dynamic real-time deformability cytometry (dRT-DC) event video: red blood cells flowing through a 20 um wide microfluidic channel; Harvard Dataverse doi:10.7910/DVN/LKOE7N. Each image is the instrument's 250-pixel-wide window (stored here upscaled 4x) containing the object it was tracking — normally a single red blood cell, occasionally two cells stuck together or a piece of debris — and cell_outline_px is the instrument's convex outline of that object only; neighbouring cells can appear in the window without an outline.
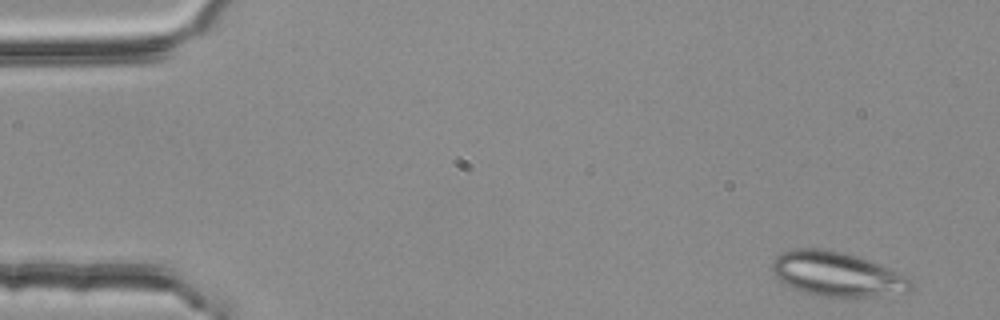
{"species": "common noctule bat (a hibernating species)", "species_latin": "Nyctalus noctula", "temperature_condition": "room temperature", "stored_images_in_passage": 3, "camera_frame_rate_fps": 3000, "um_per_image_px": 0.085, "animal": {"sex": "female", "body_mass_g": 25.1}, "frame": {"image": 1, "passage_image": 1, "time_ms": 0.0, "image_size_px": [1000, 320], "cell_outline_px": [[916, 288], [908, 292], [872, 296], [828, 296], [808, 292], [792, 288], [780, 280], [776, 276], [772, 268], [772, 260], [776, 256], [784, 252], [796, 248], [824, 248], [844, 252], [880, 264], [908, 276], [912, 280]], "centroid_in_image_um": [71.2, 23.28], "position_along_channel_um": 13.8, "area_um2": 35.78}}